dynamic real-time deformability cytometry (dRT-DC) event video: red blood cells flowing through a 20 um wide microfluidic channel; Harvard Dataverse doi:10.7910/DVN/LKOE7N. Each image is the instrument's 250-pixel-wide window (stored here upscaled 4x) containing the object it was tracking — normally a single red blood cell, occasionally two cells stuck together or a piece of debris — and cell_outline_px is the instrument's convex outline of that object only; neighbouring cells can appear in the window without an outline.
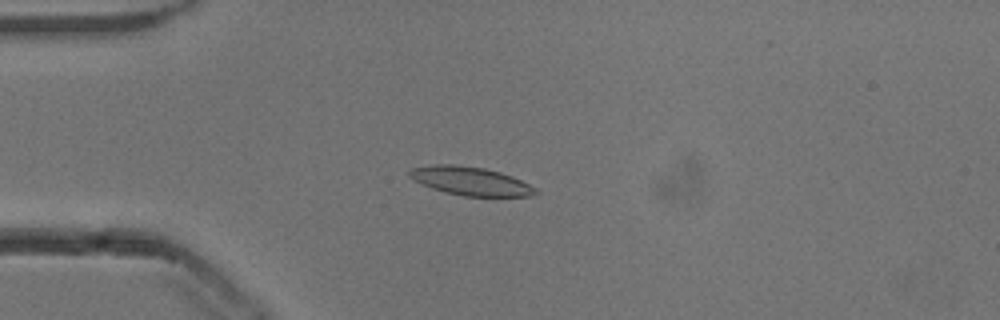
{"species": "common noctule bat (a hibernating species)", "species_latin": "Nyctalus noctula", "temperature_condition": "cold", "stored_images_in_passage": 45, "camera_frame_rate_fps": 3000, "um_per_image_px": 0.085, "animal": {"sex": "male", "body_mass_g": 13.3}, "frame": {"image": 1, "passage_image": 5, "time_ms": 1.333, "image_size_px": [1000, 320], "cell_outline_px": [[540, 192], [532, 196], [464, 196], [444, 192], [432, 188], [408, 176], [408, 172], [412, 168], [436, 164], [456, 164], [484, 168], [500, 172], [512, 176], [536, 188]], "centroid_in_image_um": [40.02, 15.39], "position_along_channel_um": 45.0, "area_um2": 20.81}}
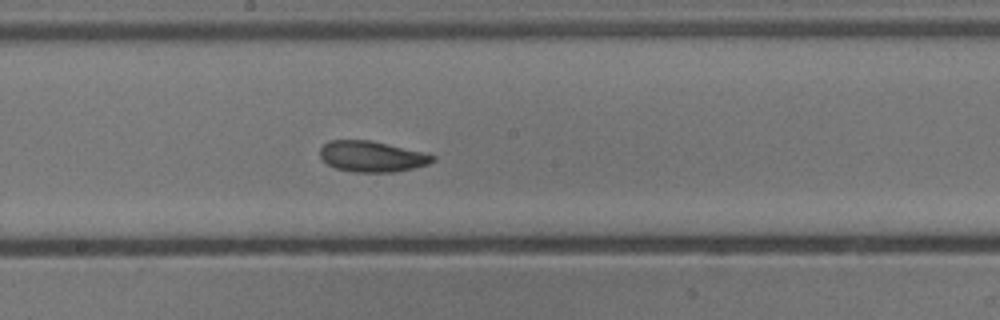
{"frame": {"image": 2, "passage_image": 20, "time_ms": 6.333, "image_size_px": [1000, 320], "cell_outline_px": [[436, 160], [428, 164], [396, 172], [352, 172], [336, 168], [328, 164], [320, 156], [320, 148], [328, 140], [372, 140], [436, 156]], "centroid_in_image_um": [31.59, 13.3], "position_along_channel_um": 216.6, "area_um2": 20.11}}
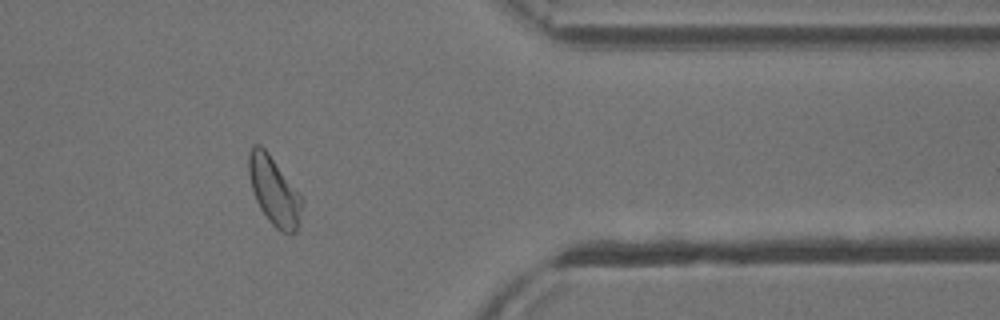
{"frame": {"image": 3, "passage_image": 35, "time_ms": 11.333, "image_size_px": [1000, 320], "cell_outline_px": [[304, 200], [300, 224], [296, 232], [280, 232], [268, 220], [260, 208], [256, 200], [252, 188], [248, 172], [248, 152], [252, 144], [260, 144], [268, 152]], "centroid_in_image_um": [23.3, 16.23], "position_along_channel_um": 388.1, "area_um2": 21.27}, "authors_computed_cell_mechanics": {"area_um2": 20.5768, "velocity_mm_per_s": 3.8188, "shape_relaxation_time_tau1_ms": 3.8307, "shape_relaxation_time_tau2_ms": 2.6511, "deformation_change_tau1": 0.1365, "deformation_change_tau2": 0.0916}}